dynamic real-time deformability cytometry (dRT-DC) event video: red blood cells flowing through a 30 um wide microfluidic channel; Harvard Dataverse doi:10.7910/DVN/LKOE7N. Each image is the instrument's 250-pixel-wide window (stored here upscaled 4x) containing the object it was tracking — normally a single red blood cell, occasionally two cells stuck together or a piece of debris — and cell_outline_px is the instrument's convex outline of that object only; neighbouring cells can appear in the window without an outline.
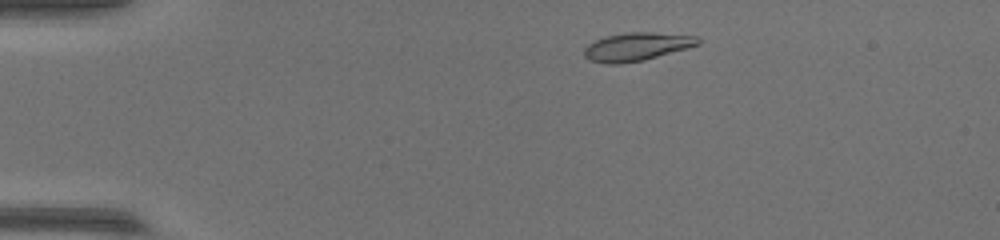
{"species": "common noctule bat (a hibernating species)", "species_latin": "Nyctalus noctula", "temperature_condition": "warm", "stored_images_in_passage": 47, "camera_frame_rate_fps": 3000, "um_per_image_px": 0.085, "animal": {"sex": "female", "body_mass_g": 17.0, "forearm_length_mm": 48.0}, "frame": {"image": 1, "passage_image": 4, "time_ms": 1.0, "image_size_px": [1000, 240], "cell_outline_px": [[700, 44], [688, 48], [644, 60], [620, 64], [608, 64], [588, 60], [584, 56], [584, 48], [588, 44], [604, 36], [628, 32], [652, 32], [700, 36]], "centroid_in_image_um": [54.13, 3.96], "position_along_channel_um": 30.9, "area_um2": 18.9}}
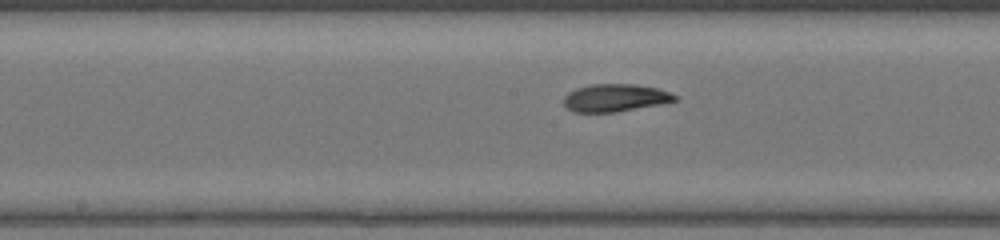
{"frame": {"image": 2, "passage_image": 22, "time_ms": 7.0, "image_size_px": [1000, 240], "cell_outline_px": [[680, 96], [676, 100], [660, 104], [616, 112], [572, 112], [564, 104], [564, 96], [568, 92], [576, 88], [592, 84], [636, 84], [656, 88]], "centroid_in_image_um": [52.28, 8.31], "position_along_channel_um": 195.9, "area_um2": 17.86}}
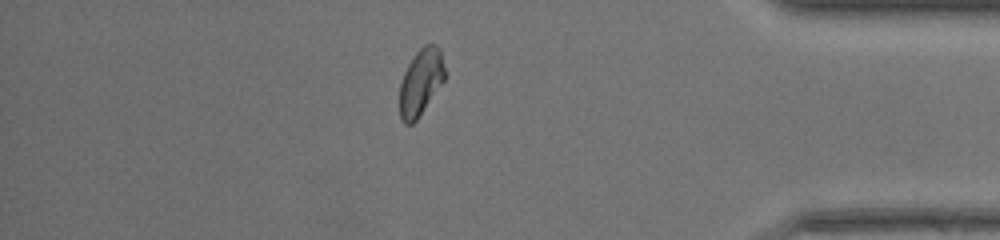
{"frame": {"image": 3, "passage_image": 40, "time_ms": 13.0, "image_size_px": [1000, 240], "cell_outline_px": [[444, 80], [416, 120], [412, 124], [404, 124], [400, 120], [400, 84], [404, 72], [408, 64], [416, 52], [424, 44], [436, 44], [440, 48], [444, 68]], "centroid_in_image_um": [35.75, 6.97], "position_along_channel_um": 399.5, "area_um2": 17.28}}